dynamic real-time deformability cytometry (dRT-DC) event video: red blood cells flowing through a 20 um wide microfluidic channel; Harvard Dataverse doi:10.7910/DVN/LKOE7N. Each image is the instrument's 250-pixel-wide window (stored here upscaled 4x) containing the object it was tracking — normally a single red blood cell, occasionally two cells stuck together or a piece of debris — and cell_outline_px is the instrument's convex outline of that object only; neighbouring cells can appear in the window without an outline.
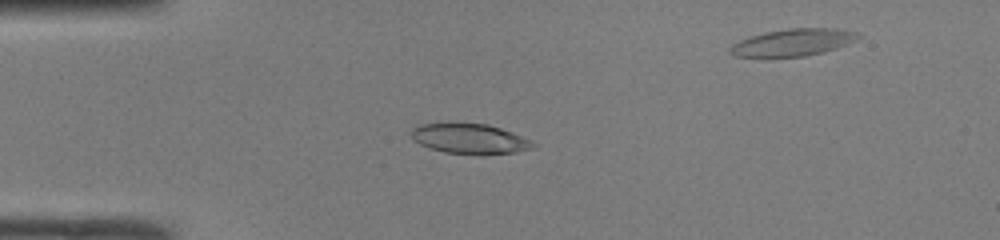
{"species": "common noctule bat (a hibernating species)", "species_latin": "Nyctalus noctula", "temperature_condition": "room temperature", "stored_images_in_passage": 37, "camera_frame_rate_fps": 3000, "um_per_image_px": 0.085, "animal": {"sex": "male", "body_mass_g": 19.0, "forearm_length_mm": 50.8}, "frame": {"image": 1, "passage_image": 5, "time_ms": 1.333, "image_size_px": [1000, 240], "cell_outline_px": [[540, 144], [532, 148], [516, 152], [480, 156], [444, 152], [420, 144], [412, 140], [412, 128], [416, 124], [444, 120], [448, 120], [488, 124], [512, 132]], "centroid_in_image_um": [39.89, 11.75], "position_along_channel_um": 45.1, "area_um2": 22.6}}
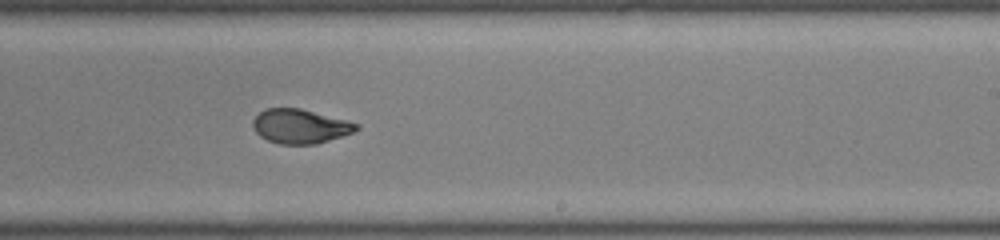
{"frame": {"image": 2, "passage_image": 22, "time_ms": 7.0, "image_size_px": [1000, 240], "cell_outline_px": [[360, 128], [352, 132], [316, 144], [280, 144], [268, 140], [260, 136], [256, 132], [252, 124], [252, 120], [264, 108], [300, 108], [360, 124]], "centroid_in_image_um": [25.48, 10.73], "position_along_channel_um": 263.5, "area_um2": 20.46}}
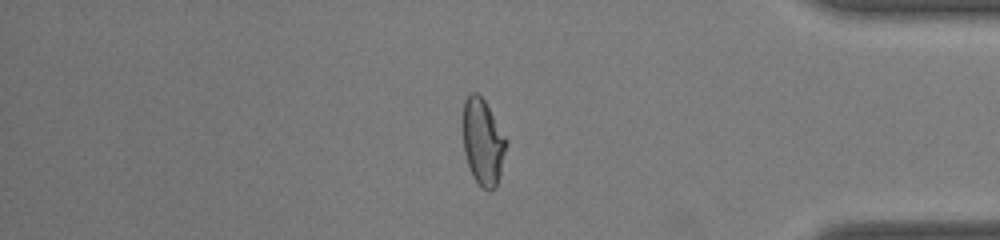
{"frame": {"image": 3, "passage_image": 33, "time_ms": 10.667, "image_size_px": [1000, 240], "cell_outline_px": [[508, 144], [496, 188], [488, 192], [472, 176], [464, 152], [464, 100], [468, 92], [476, 92], [484, 100], [508, 140]], "centroid_in_image_um": [41.07, 12.07], "position_along_channel_um": 394.1, "area_um2": 21.68}}